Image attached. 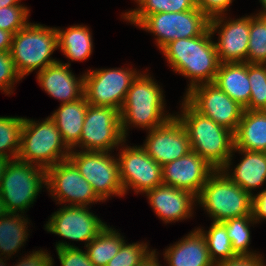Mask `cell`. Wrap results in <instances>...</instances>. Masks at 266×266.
<instances>
[{
    "mask_svg": "<svg viewBox=\"0 0 266 266\" xmlns=\"http://www.w3.org/2000/svg\"><path fill=\"white\" fill-rule=\"evenodd\" d=\"M182 106V114L175 116L187 131L191 150L216 170L230 169L234 133L197 112L185 99Z\"/></svg>",
    "mask_w": 266,
    "mask_h": 266,
    "instance_id": "obj_1",
    "label": "cell"
},
{
    "mask_svg": "<svg viewBox=\"0 0 266 266\" xmlns=\"http://www.w3.org/2000/svg\"><path fill=\"white\" fill-rule=\"evenodd\" d=\"M212 37L208 29L197 37L173 40L161 49L173 70L191 80L186 93L197 85L215 80L220 62Z\"/></svg>",
    "mask_w": 266,
    "mask_h": 266,
    "instance_id": "obj_2",
    "label": "cell"
},
{
    "mask_svg": "<svg viewBox=\"0 0 266 266\" xmlns=\"http://www.w3.org/2000/svg\"><path fill=\"white\" fill-rule=\"evenodd\" d=\"M164 108L163 91L158 83L148 74H138L132 81L120 109L124 137H127V129L132 124L139 128L152 130L166 123L174 114L166 115L165 113L164 116Z\"/></svg>",
    "mask_w": 266,
    "mask_h": 266,
    "instance_id": "obj_3",
    "label": "cell"
},
{
    "mask_svg": "<svg viewBox=\"0 0 266 266\" xmlns=\"http://www.w3.org/2000/svg\"><path fill=\"white\" fill-rule=\"evenodd\" d=\"M58 49L56 27L28 23L12 38L10 55L18 74L23 78L34 70L42 71L58 60L50 56Z\"/></svg>",
    "mask_w": 266,
    "mask_h": 266,
    "instance_id": "obj_4",
    "label": "cell"
},
{
    "mask_svg": "<svg viewBox=\"0 0 266 266\" xmlns=\"http://www.w3.org/2000/svg\"><path fill=\"white\" fill-rule=\"evenodd\" d=\"M70 151L49 116L38 123L24 118L18 160L47 170L58 162L68 159Z\"/></svg>",
    "mask_w": 266,
    "mask_h": 266,
    "instance_id": "obj_5",
    "label": "cell"
},
{
    "mask_svg": "<svg viewBox=\"0 0 266 266\" xmlns=\"http://www.w3.org/2000/svg\"><path fill=\"white\" fill-rule=\"evenodd\" d=\"M196 199L215 222L252 216V196L221 170L208 178Z\"/></svg>",
    "mask_w": 266,
    "mask_h": 266,
    "instance_id": "obj_6",
    "label": "cell"
},
{
    "mask_svg": "<svg viewBox=\"0 0 266 266\" xmlns=\"http://www.w3.org/2000/svg\"><path fill=\"white\" fill-rule=\"evenodd\" d=\"M46 186V169L9 160L0 183V195L7 213H24L35 202L42 185Z\"/></svg>",
    "mask_w": 266,
    "mask_h": 266,
    "instance_id": "obj_7",
    "label": "cell"
},
{
    "mask_svg": "<svg viewBox=\"0 0 266 266\" xmlns=\"http://www.w3.org/2000/svg\"><path fill=\"white\" fill-rule=\"evenodd\" d=\"M69 159L92 185L102 202L113 195L119 197L124 195L117 157L115 159L109 152L103 151L71 150Z\"/></svg>",
    "mask_w": 266,
    "mask_h": 266,
    "instance_id": "obj_8",
    "label": "cell"
},
{
    "mask_svg": "<svg viewBox=\"0 0 266 266\" xmlns=\"http://www.w3.org/2000/svg\"><path fill=\"white\" fill-rule=\"evenodd\" d=\"M210 19L197 7L183 12H161L147 15L137 26L153 33L161 50L173 40L193 38L209 29Z\"/></svg>",
    "mask_w": 266,
    "mask_h": 266,
    "instance_id": "obj_9",
    "label": "cell"
},
{
    "mask_svg": "<svg viewBox=\"0 0 266 266\" xmlns=\"http://www.w3.org/2000/svg\"><path fill=\"white\" fill-rule=\"evenodd\" d=\"M122 133L120 111L109 106L88 104L83 130L76 147L83 150L109 152L125 143Z\"/></svg>",
    "mask_w": 266,
    "mask_h": 266,
    "instance_id": "obj_10",
    "label": "cell"
},
{
    "mask_svg": "<svg viewBox=\"0 0 266 266\" xmlns=\"http://www.w3.org/2000/svg\"><path fill=\"white\" fill-rule=\"evenodd\" d=\"M139 73L128 68L89 70L84 76L88 104L109 106L120 111L132 81Z\"/></svg>",
    "mask_w": 266,
    "mask_h": 266,
    "instance_id": "obj_11",
    "label": "cell"
},
{
    "mask_svg": "<svg viewBox=\"0 0 266 266\" xmlns=\"http://www.w3.org/2000/svg\"><path fill=\"white\" fill-rule=\"evenodd\" d=\"M46 188L59 204L70 202L71 206L87 207L102 201L69 158L46 170Z\"/></svg>",
    "mask_w": 266,
    "mask_h": 266,
    "instance_id": "obj_12",
    "label": "cell"
},
{
    "mask_svg": "<svg viewBox=\"0 0 266 266\" xmlns=\"http://www.w3.org/2000/svg\"><path fill=\"white\" fill-rule=\"evenodd\" d=\"M185 99L197 112L233 133L241 120L244 108L231 99L213 82L189 90Z\"/></svg>",
    "mask_w": 266,
    "mask_h": 266,
    "instance_id": "obj_13",
    "label": "cell"
},
{
    "mask_svg": "<svg viewBox=\"0 0 266 266\" xmlns=\"http://www.w3.org/2000/svg\"><path fill=\"white\" fill-rule=\"evenodd\" d=\"M120 150L118 161L124 194L131 187L136 193H146L163 184L162 166L142 146H126Z\"/></svg>",
    "mask_w": 266,
    "mask_h": 266,
    "instance_id": "obj_14",
    "label": "cell"
},
{
    "mask_svg": "<svg viewBox=\"0 0 266 266\" xmlns=\"http://www.w3.org/2000/svg\"><path fill=\"white\" fill-rule=\"evenodd\" d=\"M51 216L45 225L48 232L66 239L84 241L85 246L106 226L88 207L83 206L64 205Z\"/></svg>",
    "mask_w": 266,
    "mask_h": 266,
    "instance_id": "obj_15",
    "label": "cell"
},
{
    "mask_svg": "<svg viewBox=\"0 0 266 266\" xmlns=\"http://www.w3.org/2000/svg\"><path fill=\"white\" fill-rule=\"evenodd\" d=\"M148 132L142 147L161 166L191 151L187 131L175 115L163 125Z\"/></svg>",
    "mask_w": 266,
    "mask_h": 266,
    "instance_id": "obj_16",
    "label": "cell"
},
{
    "mask_svg": "<svg viewBox=\"0 0 266 266\" xmlns=\"http://www.w3.org/2000/svg\"><path fill=\"white\" fill-rule=\"evenodd\" d=\"M224 16L210 19L209 29L214 34L218 30L219 40L215 42L220 63H247L250 32V16L224 22Z\"/></svg>",
    "mask_w": 266,
    "mask_h": 266,
    "instance_id": "obj_17",
    "label": "cell"
},
{
    "mask_svg": "<svg viewBox=\"0 0 266 266\" xmlns=\"http://www.w3.org/2000/svg\"><path fill=\"white\" fill-rule=\"evenodd\" d=\"M216 171L194 151L162 166V181L165 185L187 190L198 196L208 178Z\"/></svg>",
    "mask_w": 266,
    "mask_h": 266,
    "instance_id": "obj_18",
    "label": "cell"
},
{
    "mask_svg": "<svg viewBox=\"0 0 266 266\" xmlns=\"http://www.w3.org/2000/svg\"><path fill=\"white\" fill-rule=\"evenodd\" d=\"M146 196L154 212L165 223L192 217L193 205L197 201L193 193L165 184L147 191Z\"/></svg>",
    "mask_w": 266,
    "mask_h": 266,
    "instance_id": "obj_19",
    "label": "cell"
},
{
    "mask_svg": "<svg viewBox=\"0 0 266 266\" xmlns=\"http://www.w3.org/2000/svg\"><path fill=\"white\" fill-rule=\"evenodd\" d=\"M70 63L58 61L38 72L37 80L48 95L61 101L73 102L84 96V76L79 79L70 71Z\"/></svg>",
    "mask_w": 266,
    "mask_h": 266,
    "instance_id": "obj_20",
    "label": "cell"
},
{
    "mask_svg": "<svg viewBox=\"0 0 266 266\" xmlns=\"http://www.w3.org/2000/svg\"><path fill=\"white\" fill-rule=\"evenodd\" d=\"M163 255L169 266H215L206 240L198 229L170 246Z\"/></svg>",
    "mask_w": 266,
    "mask_h": 266,
    "instance_id": "obj_21",
    "label": "cell"
},
{
    "mask_svg": "<svg viewBox=\"0 0 266 266\" xmlns=\"http://www.w3.org/2000/svg\"><path fill=\"white\" fill-rule=\"evenodd\" d=\"M244 157L237 164L233 172L221 170L233 183L253 196L252 190L259 188L266 181V152L246 151L234 149Z\"/></svg>",
    "mask_w": 266,
    "mask_h": 266,
    "instance_id": "obj_22",
    "label": "cell"
},
{
    "mask_svg": "<svg viewBox=\"0 0 266 266\" xmlns=\"http://www.w3.org/2000/svg\"><path fill=\"white\" fill-rule=\"evenodd\" d=\"M213 83L244 109L248 106L251 96L248 63H220Z\"/></svg>",
    "mask_w": 266,
    "mask_h": 266,
    "instance_id": "obj_23",
    "label": "cell"
},
{
    "mask_svg": "<svg viewBox=\"0 0 266 266\" xmlns=\"http://www.w3.org/2000/svg\"><path fill=\"white\" fill-rule=\"evenodd\" d=\"M234 149L266 152V110H244L234 132Z\"/></svg>",
    "mask_w": 266,
    "mask_h": 266,
    "instance_id": "obj_24",
    "label": "cell"
},
{
    "mask_svg": "<svg viewBox=\"0 0 266 266\" xmlns=\"http://www.w3.org/2000/svg\"><path fill=\"white\" fill-rule=\"evenodd\" d=\"M87 107L88 102L83 96L76 101L61 104L50 116L70 150H75L74 147L79 143Z\"/></svg>",
    "mask_w": 266,
    "mask_h": 266,
    "instance_id": "obj_25",
    "label": "cell"
},
{
    "mask_svg": "<svg viewBox=\"0 0 266 266\" xmlns=\"http://www.w3.org/2000/svg\"><path fill=\"white\" fill-rule=\"evenodd\" d=\"M58 48L68 59L83 61L90 57L93 50L92 34L83 25H74L66 30L56 28Z\"/></svg>",
    "mask_w": 266,
    "mask_h": 266,
    "instance_id": "obj_26",
    "label": "cell"
},
{
    "mask_svg": "<svg viewBox=\"0 0 266 266\" xmlns=\"http://www.w3.org/2000/svg\"><path fill=\"white\" fill-rule=\"evenodd\" d=\"M26 224L28 219L19 213H6L0 217V256L10 257L24 245L29 235Z\"/></svg>",
    "mask_w": 266,
    "mask_h": 266,
    "instance_id": "obj_27",
    "label": "cell"
},
{
    "mask_svg": "<svg viewBox=\"0 0 266 266\" xmlns=\"http://www.w3.org/2000/svg\"><path fill=\"white\" fill-rule=\"evenodd\" d=\"M125 242L116 230L107 225L86 245L88 258L94 266H106Z\"/></svg>",
    "mask_w": 266,
    "mask_h": 266,
    "instance_id": "obj_28",
    "label": "cell"
},
{
    "mask_svg": "<svg viewBox=\"0 0 266 266\" xmlns=\"http://www.w3.org/2000/svg\"><path fill=\"white\" fill-rule=\"evenodd\" d=\"M138 8L125 12L122 16L138 25L147 15L154 13L183 12L197 8L196 0H135Z\"/></svg>",
    "mask_w": 266,
    "mask_h": 266,
    "instance_id": "obj_29",
    "label": "cell"
},
{
    "mask_svg": "<svg viewBox=\"0 0 266 266\" xmlns=\"http://www.w3.org/2000/svg\"><path fill=\"white\" fill-rule=\"evenodd\" d=\"M23 125V117H0V157L17 159Z\"/></svg>",
    "mask_w": 266,
    "mask_h": 266,
    "instance_id": "obj_30",
    "label": "cell"
},
{
    "mask_svg": "<svg viewBox=\"0 0 266 266\" xmlns=\"http://www.w3.org/2000/svg\"><path fill=\"white\" fill-rule=\"evenodd\" d=\"M204 236L211 260L215 263L236 256L232 249V244L227 236V230L222 222L213 221L206 232L197 228Z\"/></svg>",
    "mask_w": 266,
    "mask_h": 266,
    "instance_id": "obj_31",
    "label": "cell"
},
{
    "mask_svg": "<svg viewBox=\"0 0 266 266\" xmlns=\"http://www.w3.org/2000/svg\"><path fill=\"white\" fill-rule=\"evenodd\" d=\"M227 230L232 249L236 255H256L248 251L250 243V224H254L252 216L230 218L222 222Z\"/></svg>",
    "mask_w": 266,
    "mask_h": 266,
    "instance_id": "obj_32",
    "label": "cell"
},
{
    "mask_svg": "<svg viewBox=\"0 0 266 266\" xmlns=\"http://www.w3.org/2000/svg\"><path fill=\"white\" fill-rule=\"evenodd\" d=\"M247 63L266 64V16H250Z\"/></svg>",
    "mask_w": 266,
    "mask_h": 266,
    "instance_id": "obj_33",
    "label": "cell"
},
{
    "mask_svg": "<svg viewBox=\"0 0 266 266\" xmlns=\"http://www.w3.org/2000/svg\"><path fill=\"white\" fill-rule=\"evenodd\" d=\"M251 96L244 110H266V64L248 63Z\"/></svg>",
    "mask_w": 266,
    "mask_h": 266,
    "instance_id": "obj_34",
    "label": "cell"
},
{
    "mask_svg": "<svg viewBox=\"0 0 266 266\" xmlns=\"http://www.w3.org/2000/svg\"><path fill=\"white\" fill-rule=\"evenodd\" d=\"M147 243L124 242L118 253L108 262L106 266H137L145 260L151 253L146 245Z\"/></svg>",
    "mask_w": 266,
    "mask_h": 266,
    "instance_id": "obj_35",
    "label": "cell"
},
{
    "mask_svg": "<svg viewBox=\"0 0 266 266\" xmlns=\"http://www.w3.org/2000/svg\"><path fill=\"white\" fill-rule=\"evenodd\" d=\"M29 13V9L22 4L0 8V29L15 35L29 23Z\"/></svg>",
    "mask_w": 266,
    "mask_h": 266,
    "instance_id": "obj_36",
    "label": "cell"
},
{
    "mask_svg": "<svg viewBox=\"0 0 266 266\" xmlns=\"http://www.w3.org/2000/svg\"><path fill=\"white\" fill-rule=\"evenodd\" d=\"M56 251L61 266H94L88 258L87 251L70 245V243H56Z\"/></svg>",
    "mask_w": 266,
    "mask_h": 266,
    "instance_id": "obj_37",
    "label": "cell"
},
{
    "mask_svg": "<svg viewBox=\"0 0 266 266\" xmlns=\"http://www.w3.org/2000/svg\"><path fill=\"white\" fill-rule=\"evenodd\" d=\"M9 52H0V89L12 93L14 83L21 80Z\"/></svg>",
    "mask_w": 266,
    "mask_h": 266,
    "instance_id": "obj_38",
    "label": "cell"
},
{
    "mask_svg": "<svg viewBox=\"0 0 266 266\" xmlns=\"http://www.w3.org/2000/svg\"><path fill=\"white\" fill-rule=\"evenodd\" d=\"M233 0H196L197 7L209 18L224 15Z\"/></svg>",
    "mask_w": 266,
    "mask_h": 266,
    "instance_id": "obj_39",
    "label": "cell"
},
{
    "mask_svg": "<svg viewBox=\"0 0 266 266\" xmlns=\"http://www.w3.org/2000/svg\"><path fill=\"white\" fill-rule=\"evenodd\" d=\"M262 255H236L215 263V266H265Z\"/></svg>",
    "mask_w": 266,
    "mask_h": 266,
    "instance_id": "obj_40",
    "label": "cell"
},
{
    "mask_svg": "<svg viewBox=\"0 0 266 266\" xmlns=\"http://www.w3.org/2000/svg\"><path fill=\"white\" fill-rule=\"evenodd\" d=\"M23 257L20 262H17V265L14 266H53V258L43 250H38L32 252L30 255Z\"/></svg>",
    "mask_w": 266,
    "mask_h": 266,
    "instance_id": "obj_41",
    "label": "cell"
},
{
    "mask_svg": "<svg viewBox=\"0 0 266 266\" xmlns=\"http://www.w3.org/2000/svg\"><path fill=\"white\" fill-rule=\"evenodd\" d=\"M252 217L255 223L266 219V189L252 196Z\"/></svg>",
    "mask_w": 266,
    "mask_h": 266,
    "instance_id": "obj_42",
    "label": "cell"
},
{
    "mask_svg": "<svg viewBox=\"0 0 266 266\" xmlns=\"http://www.w3.org/2000/svg\"><path fill=\"white\" fill-rule=\"evenodd\" d=\"M13 34L0 29V52H10Z\"/></svg>",
    "mask_w": 266,
    "mask_h": 266,
    "instance_id": "obj_43",
    "label": "cell"
},
{
    "mask_svg": "<svg viewBox=\"0 0 266 266\" xmlns=\"http://www.w3.org/2000/svg\"><path fill=\"white\" fill-rule=\"evenodd\" d=\"M137 266H161L158 263L156 251L152 250V253Z\"/></svg>",
    "mask_w": 266,
    "mask_h": 266,
    "instance_id": "obj_44",
    "label": "cell"
},
{
    "mask_svg": "<svg viewBox=\"0 0 266 266\" xmlns=\"http://www.w3.org/2000/svg\"><path fill=\"white\" fill-rule=\"evenodd\" d=\"M9 162V159H6L4 157H0V183H1V179L4 175L5 169L7 167V164Z\"/></svg>",
    "mask_w": 266,
    "mask_h": 266,
    "instance_id": "obj_45",
    "label": "cell"
},
{
    "mask_svg": "<svg viewBox=\"0 0 266 266\" xmlns=\"http://www.w3.org/2000/svg\"><path fill=\"white\" fill-rule=\"evenodd\" d=\"M21 0H0V8L6 6L20 5Z\"/></svg>",
    "mask_w": 266,
    "mask_h": 266,
    "instance_id": "obj_46",
    "label": "cell"
},
{
    "mask_svg": "<svg viewBox=\"0 0 266 266\" xmlns=\"http://www.w3.org/2000/svg\"><path fill=\"white\" fill-rule=\"evenodd\" d=\"M259 1L262 3L263 10L260 11L258 14H255V15L266 16V0H259Z\"/></svg>",
    "mask_w": 266,
    "mask_h": 266,
    "instance_id": "obj_47",
    "label": "cell"
},
{
    "mask_svg": "<svg viewBox=\"0 0 266 266\" xmlns=\"http://www.w3.org/2000/svg\"><path fill=\"white\" fill-rule=\"evenodd\" d=\"M6 213L7 211L5 210L4 202L2 201L0 195V217L4 216Z\"/></svg>",
    "mask_w": 266,
    "mask_h": 266,
    "instance_id": "obj_48",
    "label": "cell"
},
{
    "mask_svg": "<svg viewBox=\"0 0 266 266\" xmlns=\"http://www.w3.org/2000/svg\"><path fill=\"white\" fill-rule=\"evenodd\" d=\"M4 262L5 260L3 261V258L1 259V256H0V266H6Z\"/></svg>",
    "mask_w": 266,
    "mask_h": 266,
    "instance_id": "obj_49",
    "label": "cell"
}]
</instances>
